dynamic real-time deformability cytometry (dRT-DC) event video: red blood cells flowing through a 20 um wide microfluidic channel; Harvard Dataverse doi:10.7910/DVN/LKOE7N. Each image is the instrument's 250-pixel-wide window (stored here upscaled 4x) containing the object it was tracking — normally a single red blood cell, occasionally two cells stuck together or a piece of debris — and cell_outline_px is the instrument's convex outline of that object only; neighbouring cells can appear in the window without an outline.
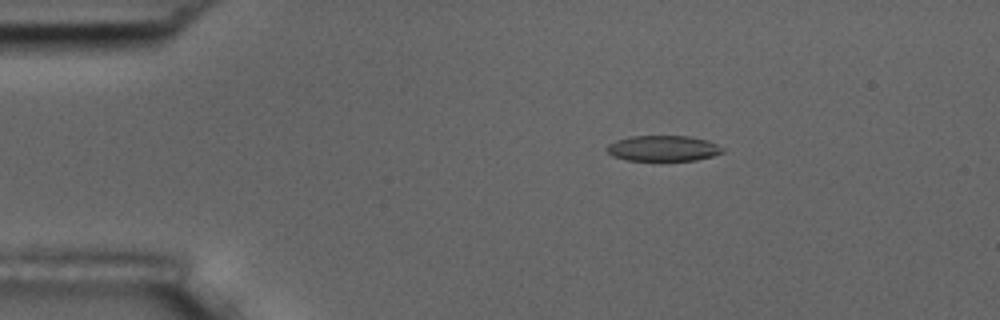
{"species": "common noctule bat (a hibernating species)", "species_latin": "Nyctalus noctula", "temperature_condition": "room temperature", "stored_images_in_passage": 56, "camera_frame_rate_fps": 3000, "um_per_image_px": 0.085, "animal": {"sex": "male", "body_mass_g": 17.5, "forearm_length_mm": 52.3}, "frame": {"image": 1, "passage_image": 10, "time_ms": 3.0, "image_size_px": [1000, 320], "cell_outline_px": [[724, 152], [712, 156], [696, 160], [660, 164], [628, 160], [612, 156], [604, 148], [608, 144], [616, 140], [628, 136], [688, 136], [708, 140], [724, 148]], "centroid_in_image_um": [56.34, 12.66], "position_along_channel_um": 28.7, "area_um2": 18.32}}
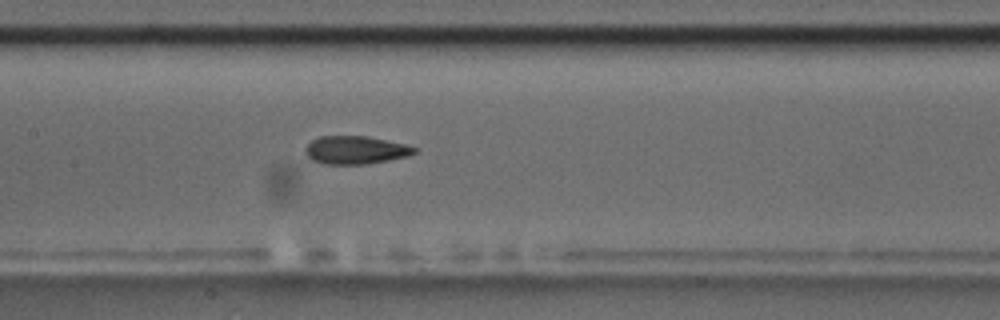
{"frame": {"image": 2, "passage_image": 27, "time_ms": 8.667, "image_size_px": [1000, 320], "cell_outline_px": [[420, 148], [416, 152], [408, 156], [388, 160], [364, 164], [324, 164], [312, 160], [304, 152], [304, 148], [312, 140], [320, 136], [368, 136], [408, 144]], "centroid_in_image_um": [30.25, 12.74], "position_along_channel_um": 177.1, "area_um2": 18.03}}
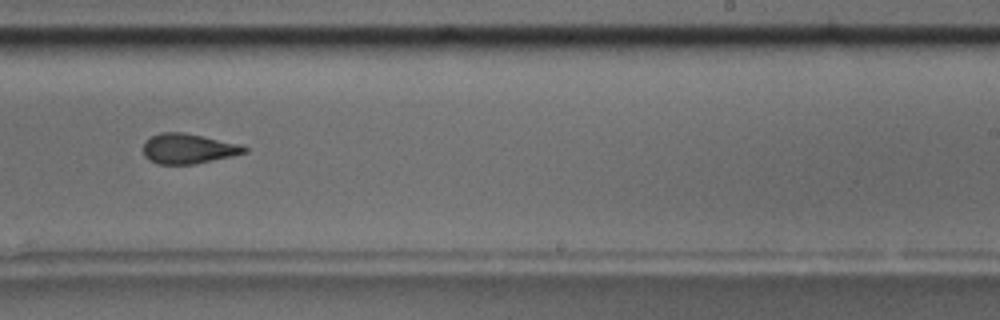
{"frame": {"image": 3, "passage_image": 35, "time_ms": 11.333, "image_size_px": [1000, 320], "cell_outline_px": [[248, 152], [232, 156], [192, 164], [160, 164], [148, 160], [144, 156], [144, 140], [160, 132], [184, 132], [240, 144], [248, 148]], "centroid_in_image_um": [15.99, 12.63], "position_along_channel_um": 273.0, "area_um2": 17.69}, "authors_computed_cell_mechanics": {"area_um2": 18.0914, "velocity_mm_per_s": 3.6042, "shape_relaxation_time_tau1_ms": 7.2115, "shape_relaxation_time_tau2_ms": 2.1575, "deformation_change_tau1": 0.1858, "deformation_change_tau2": 0.0894}}